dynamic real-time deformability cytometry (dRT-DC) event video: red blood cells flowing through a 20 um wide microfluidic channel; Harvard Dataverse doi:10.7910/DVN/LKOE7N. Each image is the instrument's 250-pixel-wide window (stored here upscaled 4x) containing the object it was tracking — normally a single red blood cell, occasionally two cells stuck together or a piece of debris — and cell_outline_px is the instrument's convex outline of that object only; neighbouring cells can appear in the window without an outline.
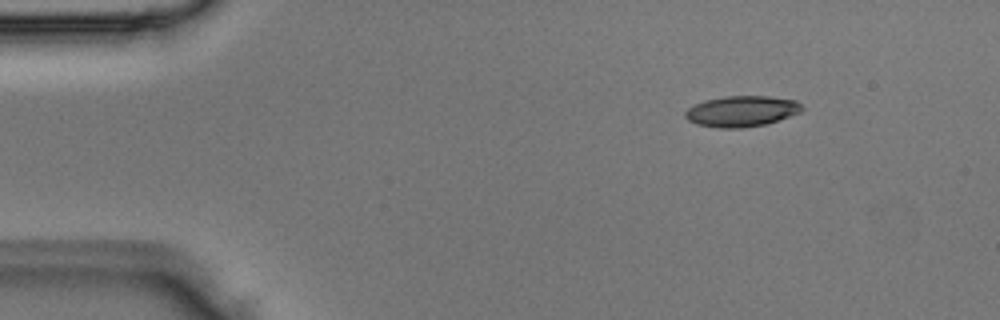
{"species": "Egyptian fruit bat (a non-hibernating species)", "species_latin": "Rousettus aegyptiacus", "temperature_condition": "room temperature", "stored_images_in_passage": 4, "camera_frame_rate_fps": 3000, "um_per_image_px": 0.085, "animal": {"sex": "male"}, "frame": {"image": 1, "passage_image": 1, "time_ms": 0.0, "image_size_px": [1000, 320], "cell_outline_px": [[804, 108], [800, 112], [764, 124], [740, 128], [720, 128], [696, 124], [688, 120], [684, 116], [684, 112], [688, 108], [704, 100], [724, 96], [768, 96], [796, 100]], "centroid_in_image_um": [63.0, 9.44], "position_along_channel_um": 22.0, "area_um2": 20.81}}
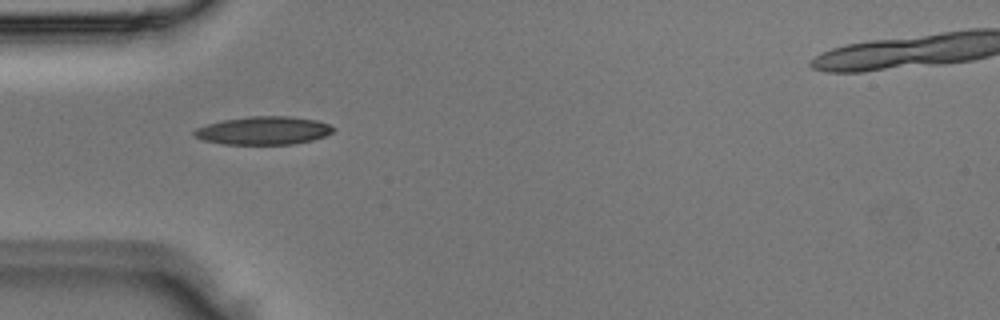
{"frame": {"image": 2, "passage_image": 3, "time_ms": 0.667, "image_size_px": [1000, 320], "cell_outline_px": [[336, 128], [332, 132], [324, 136], [312, 140], [292, 144], [224, 144], [204, 140], [192, 136], [192, 132], [196, 128], [208, 124], [224, 120], [248, 116], [288, 116], [316, 120], [328, 124]], "centroid_in_image_um": [22.38, 11.09], "position_along_channel_um": 62.6, "area_um2": 22.72}}
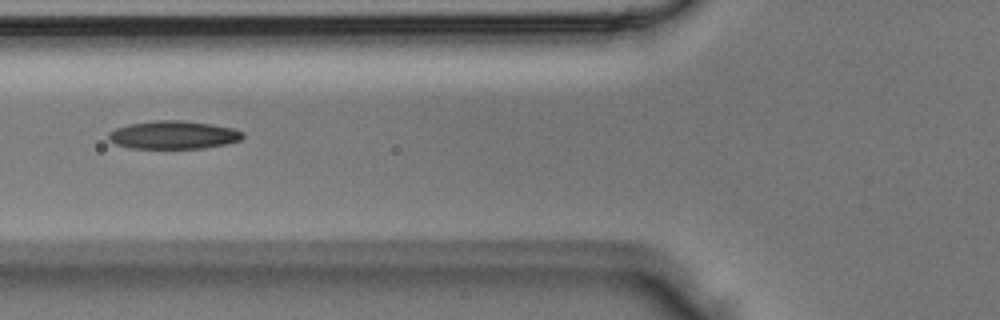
{"frame": {"image": 3, "passage_image": 4, "time_ms": 1.0, "image_size_px": [1000, 320], "cell_outline_px": [[244, 136], [240, 140], [228, 144], [204, 148], [128, 148], [116, 144], [108, 140], [108, 132], [116, 128], [128, 124], [152, 120], [180, 120], [212, 124], [232, 128], [244, 132]], "centroid_in_image_um": [14.73, 11.47], "position_along_channel_um": 111.1, "area_um2": 22.2}}